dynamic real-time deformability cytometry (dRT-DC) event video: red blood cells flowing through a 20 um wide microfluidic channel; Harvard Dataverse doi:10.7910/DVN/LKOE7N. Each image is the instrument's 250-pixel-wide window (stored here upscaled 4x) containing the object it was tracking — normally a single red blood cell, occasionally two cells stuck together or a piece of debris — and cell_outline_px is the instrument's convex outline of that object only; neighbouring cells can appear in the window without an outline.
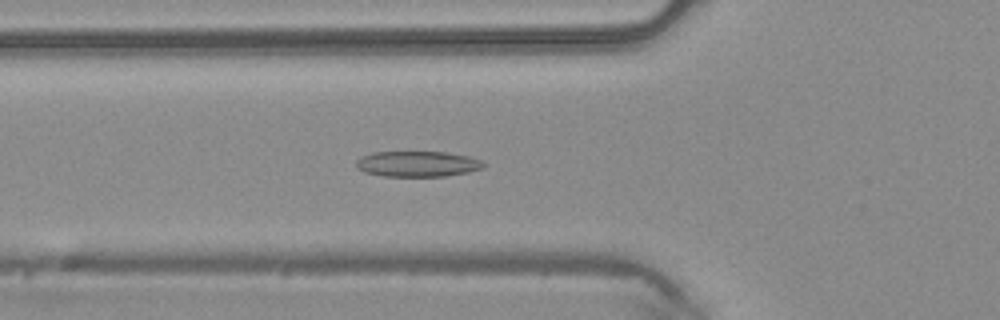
{"species": "common noctule bat (a hibernating species)", "species_latin": "Nyctalus noctula", "temperature_condition": "warm", "stored_images_in_passage": 47, "camera_frame_rate_fps": 3000, "um_per_image_px": 0.085, "animal": {"sex": "male", "body_mass_g": 20.4}, "frame": {"image": 1, "passage_image": 17, "time_ms": 5.333, "image_size_px": [1000, 320], "cell_outline_px": [[484, 168], [468, 172], [444, 176], [384, 176], [364, 172], [356, 168], [356, 160], [360, 156], [372, 152], [444, 152], [468, 156], [480, 160], [484, 164]], "centroid_in_image_um": [35.44, 13.93], "position_along_channel_um": 90.4, "area_um2": 19.02}}
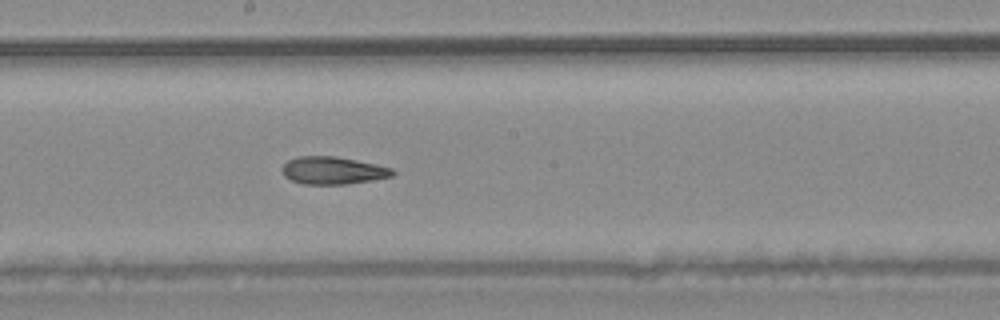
{"frame": {"image": 2, "passage_image": 26, "time_ms": 8.333, "image_size_px": [1000, 320], "cell_outline_px": [[396, 172], [392, 176], [372, 180], [348, 184], [304, 184], [292, 180], [284, 176], [280, 168], [288, 160], [296, 156], [336, 156], [376, 164], [392, 168]], "centroid_in_image_um": [28.28, 14.48], "position_along_channel_um": 219.9, "area_um2": 17.8}}
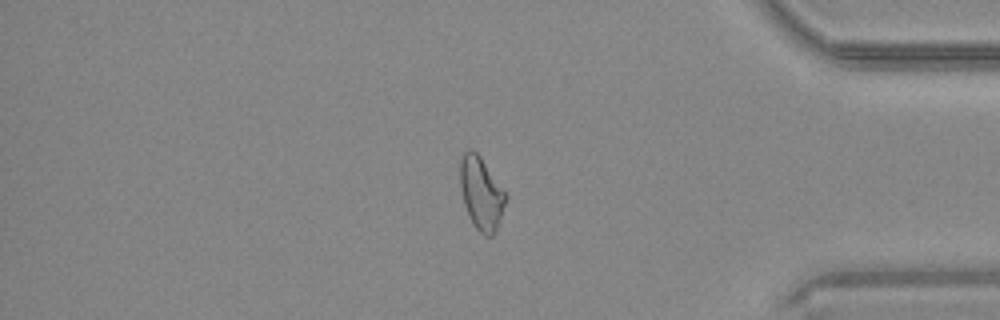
{"frame": {"image": 3, "passage_image": 40, "time_ms": 13.0, "image_size_px": [1000, 320], "cell_outline_px": [[508, 196], [496, 232], [492, 236], [484, 236], [476, 228], [464, 204], [460, 188], [460, 160], [464, 152], [468, 148], [472, 148], [480, 156]], "centroid_in_image_um": [40.91, 16.42], "position_along_channel_um": 394.3, "area_um2": 19.25}}